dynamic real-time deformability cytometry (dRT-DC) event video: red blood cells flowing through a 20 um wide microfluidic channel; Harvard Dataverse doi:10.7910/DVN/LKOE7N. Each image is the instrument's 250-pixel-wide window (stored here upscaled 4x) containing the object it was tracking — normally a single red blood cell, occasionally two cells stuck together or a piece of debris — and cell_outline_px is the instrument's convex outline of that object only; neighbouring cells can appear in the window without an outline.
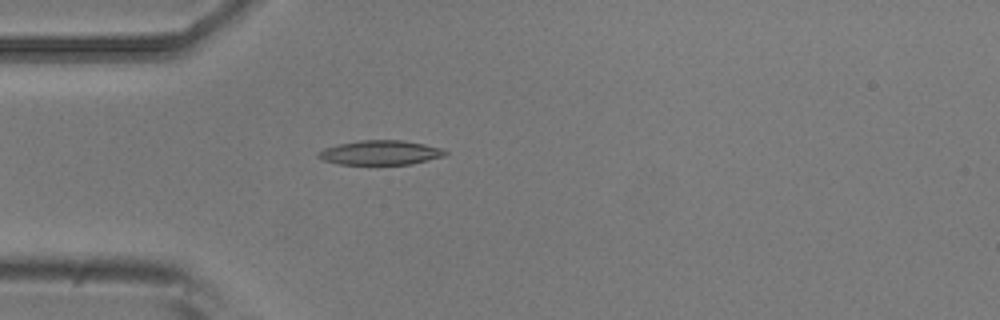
{"species": "common noctule bat (a hibernating species)", "species_latin": "Nyctalus noctula", "temperature_condition": "room temperature", "stored_images_in_passage": 5, "camera_frame_rate_fps": 3000, "um_per_image_px": 0.085, "animal": {"sex": "male", "body_mass_g": 20.5, "forearm_length_mm": 52.5}, "frame": {"image": 1, "passage_image": 5, "time_ms": 1.333, "image_size_px": [1000, 320], "cell_outline_px": [[448, 152], [444, 156], [412, 164], [336, 164], [324, 160], [316, 156], [316, 152], [324, 148], [340, 144], [360, 140], [404, 140], [444, 148]], "centroid_in_image_um": [32.34, 12.97], "position_along_channel_um": 52.7, "area_um2": 18.15}}